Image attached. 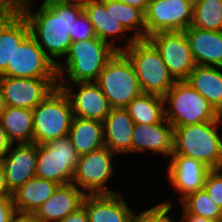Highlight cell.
Segmentation results:
<instances>
[{"instance_id": "cell-1", "label": "cell", "mask_w": 222, "mask_h": 222, "mask_svg": "<svg viewBox=\"0 0 222 222\" xmlns=\"http://www.w3.org/2000/svg\"><path fill=\"white\" fill-rule=\"evenodd\" d=\"M32 2L33 0L20 2L18 10L27 19L31 35L42 51L57 65L56 60L65 57L69 51L72 43L70 30L84 8L78 5L42 2L34 13Z\"/></svg>"}, {"instance_id": "cell-2", "label": "cell", "mask_w": 222, "mask_h": 222, "mask_svg": "<svg viewBox=\"0 0 222 222\" xmlns=\"http://www.w3.org/2000/svg\"><path fill=\"white\" fill-rule=\"evenodd\" d=\"M220 120L174 127L173 153L193 158L209 169L222 168Z\"/></svg>"}, {"instance_id": "cell-3", "label": "cell", "mask_w": 222, "mask_h": 222, "mask_svg": "<svg viewBox=\"0 0 222 222\" xmlns=\"http://www.w3.org/2000/svg\"><path fill=\"white\" fill-rule=\"evenodd\" d=\"M116 51L112 45L98 37L74 41L70 44L64 58V65L62 61H58L56 65L57 78L68 75L69 84L70 82H95Z\"/></svg>"}, {"instance_id": "cell-4", "label": "cell", "mask_w": 222, "mask_h": 222, "mask_svg": "<svg viewBox=\"0 0 222 222\" xmlns=\"http://www.w3.org/2000/svg\"><path fill=\"white\" fill-rule=\"evenodd\" d=\"M128 40V41H127ZM127 46L121 47L134 65L143 93L164 97L175 80L168 72L160 52L148 39H127Z\"/></svg>"}, {"instance_id": "cell-5", "label": "cell", "mask_w": 222, "mask_h": 222, "mask_svg": "<svg viewBox=\"0 0 222 222\" xmlns=\"http://www.w3.org/2000/svg\"><path fill=\"white\" fill-rule=\"evenodd\" d=\"M163 100L164 118L173 127L220 120L222 117L208 101L185 80L175 81L174 85L163 97Z\"/></svg>"}, {"instance_id": "cell-6", "label": "cell", "mask_w": 222, "mask_h": 222, "mask_svg": "<svg viewBox=\"0 0 222 222\" xmlns=\"http://www.w3.org/2000/svg\"><path fill=\"white\" fill-rule=\"evenodd\" d=\"M95 83L112 108H125L143 93L134 65L123 51H116L108 60Z\"/></svg>"}, {"instance_id": "cell-7", "label": "cell", "mask_w": 222, "mask_h": 222, "mask_svg": "<svg viewBox=\"0 0 222 222\" xmlns=\"http://www.w3.org/2000/svg\"><path fill=\"white\" fill-rule=\"evenodd\" d=\"M33 140L37 145L67 136L73 111L67 95L56 87L33 110Z\"/></svg>"}, {"instance_id": "cell-8", "label": "cell", "mask_w": 222, "mask_h": 222, "mask_svg": "<svg viewBox=\"0 0 222 222\" xmlns=\"http://www.w3.org/2000/svg\"><path fill=\"white\" fill-rule=\"evenodd\" d=\"M80 155L67 136L37 145L36 177L57 183H71Z\"/></svg>"}, {"instance_id": "cell-9", "label": "cell", "mask_w": 222, "mask_h": 222, "mask_svg": "<svg viewBox=\"0 0 222 222\" xmlns=\"http://www.w3.org/2000/svg\"><path fill=\"white\" fill-rule=\"evenodd\" d=\"M115 154L114 151L103 146L80 156L71 183L86 195L120 193L105 187L115 171L112 162Z\"/></svg>"}, {"instance_id": "cell-10", "label": "cell", "mask_w": 222, "mask_h": 222, "mask_svg": "<svg viewBox=\"0 0 222 222\" xmlns=\"http://www.w3.org/2000/svg\"><path fill=\"white\" fill-rule=\"evenodd\" d=\"M193 2L150 0L145 13L146 38L159 32L185 31L193 21Z\"/></svg>"}, {"instance_id": "cell-11", "label": "cell", "mask_w": 222, "mask_h": 222, "mask_svg": "<svg viewBox=\"0 0 222 222\" xmlns=\"http://www.w3.org/2000/svg\"><path fill=\"white\" fill-rule=\"evenodd\" d=\"M175 81L186 80L196 63L184 31L159 32L148 37Z\"/></svg>"}, {"instance_id": "cell-12", "label": "cell", "mask_w": 222, "mask_h": 222, "mask_svg": "<svg viewBox=\"0 0 222 222\" xmlns=\"http://www.w3.org/2000/svg\"><path fill=\"white\" fill-rule=\"evenodd\" d=\"M0 87L7 107L33 110L58 87V79L0 76Z\"/></svg>"}, {"instance_id": "cell-13", "label": "cell", "mask_w": 222, "mask_h": 222, "mask_svg": "<svg viewBox=\"0 0 222 222\" xmlns=\"http://www.w3.org/2000/svg\"><path fill=\"white\" fill-rule=\"evenodd\" d=\"M6 77L57 78L56 65L45 55L30 34L13 55L12 63L0 75Z\"/></svg>"}, {"instance_id": "cell-14", "label": "cell", "mask_w": 222, "mask_h": 222, "mask_svg": "<svg viewBox=\"0 0 222 222\" xmlns=\"http://www.w3.org/2000/svg\"><path fill=\"white\" fill-rule=\"evenodd\" d=\"M57 79L58 87L70 101L73 116L102 122L111 111L112 107L95 82L71 83V85L80 86L78 92H75L72 87L67 86L65 77Z\"/></svg>"}, {"instance_id": "cell-15", "label": "cell", "mask_w": 222, "mask_h": 222, "mask_svg": "<svg viewBox=\"0 0 222 222\" xmlns=\"http://www.w3.org/2000/svg\"><path fill=\"white\" fill-rule=\"evenodd\" d=\"M167 168L168 181L181 195L180 201L204 187L205 177L210 170L200 161L178 154H171Z\"/></svg>"}, {"instance_id": "cell-16", "label": "cell", "mask_w": 222, "mask_h": 222, "mask_svg": "<svg viewBox=\"0 0 222 222\" xmlns=\"http://www.w3.org/2000/svg\"><path fill=\"white\" fill-rule=\"evenodd\" d=\"M11 193L36 176L37 144H11L0 161Z\"/></svg>"}, {"instance_id": "cell-17", "label": "cell", "mask_w": 222, "mask_h": 222, "mask_svg": "<svg viewBox=\"0 0 222 222\" xmlns=\"http://www.w3.org/2000/svg\"><path fill=\"white\" fill-rule=\"evenodd\" d=\"M173 137L174 127L165 118L157 124H135L131 153L152 151L171 157Z\"/></svg>"}, {"instance_id": "cell-18", "label": "cell", "mask_w": 222, "mask_h": 222, "mask_svg": "<svg viewBox=\"0 0 222 222\" xmlns=\"http://www.w3.org/2000/svg\"><path fill=\"white\" fill-rule=\"evenodd\" d=\"M85 196L86 194L72 183L58 185L35 213L42 222H59L82 207Z\"/></svg>"}, {"instance_id": "cell-19", "label": "cell", "mask_w": 222, "mask_h": 222, "mask_svg": "<svg viewBox=\"0 0 222 222\" xmlns=\"http://www.w3.org/2000/svg\"><path fill=\"white\" fill-rule=\"evenodd\" d=\"M123 197L121 193L87 194L82 206L86 209L89 222H129L135 212Z\"/></svg>"}, {"instance_id": "cell-20", "label": "cell", "mask_w": 222, "mask_h": 222, "mask_svg": "<svg viewBox=\"0 0 222 222\" xmlns=\"http://www.w3.org/2000/svg\"><path fill=\"white\" fill-rule=\"evenodd\" d=\"M184 32L196 65L222 67V31L190 26Z\"/></svg>"}, {"instance_id": "cell-21", "label": "cell", "mask_w": 222, "mask_h": 222, "mask_svg": "<svg viewBox=\"0 0 222 222\" xmlns=\"http://www.w3.org/2000/svg\"><path fill=\"white\" fill-rule=\"evenodd\" d=\"M104 144L117 154L131 153L135 123L126 108H112L102 121Z\"/></svg>"}, {"instance_id": "cell-22", "label": "cell", "mask_w": 222, "mask_h": 222, "mask_svg": "<svg viewBox=\"0 0 222 222\" xmlns=\"http://www.w3.org/2000/svg\"><path fill=\"white\" fill-rule=\"evenodd\" d=\"M31 34L27 19L17 10L11 17L0 20V75L12 63L16 48Z\"/></svg>"}, {"instance_id": "cell-23", "label": "cell", "mask_w": 222, "mask_h": 222, "mask_svg": "<svg viewBox=\"0 0 222 222\" xmlns=\"http://www.w3.org/2000/svg\"><path fill=\"white\" fill-rule=\"evenodd\" d=\"M185 81L222 116V67L196 65Z\"/></svg>"}, {"instance_id": "cell-24", "label": "cell", "mask_w": 222, "mask_h": 222, "mask_svg": "<svg viewBox=\"0 0 222 222\" xmlns=\"http://www.w3.org/2000/svg\"><path fill=\"white\" fill-rule=\"evenodd\" d=\"M68 137L80 156L105 146L103 123L98 120L73 116Z\"/></svg>"}, {"instance_id": "cell-25", "label": "cell", "mask_w": 222, "mask_h": 222, "mask_svg": "<svg viewBox=\"0 0 222 222\" xmlns=\"http://www.w3.org/2000/svg\"><path fill=\"white\" fill-rule=\"evenodd\" d=\"M58 184L39 177H33L12 193L15 210L35 212L53 194Z\"/></svg>"}, {"instance_id": "cell-26", "label": "cell", "mask_w": 222, "mask_h": 222, "mask_svg": "<svg viewBox=\"0 0 222 222\" xmlns=\"http://www.w3.org/2000/svg\"><path fill=\"white\" fill-rule=\"evenodd\" d=\"M0 123L8 141L14 145L30 144L33 140L32 110L19 107H7L1 113Z\"/></svg>"}, {"instance_id": "cell-27", "label": "cell", "mask_w": 222, "mask_h": 222, "mask_svg": "<svg viewBox=\"0 0 222 222\" xmlns=\"http://www.w3.org/2000/svg\"><path fill=\"white\" fill-rule=\"evenodd\" d=\"M83 8L92 23L96 37L108 42L117 51H121V47L115 46L111 39L113 37L114 40L116 37L123 39L121 36L126 35L127 33L124 32L128 31L111 14H108L105 5L100 0H89Z\"/></svg>"}, {"instance_id": "cell-28", "label": "cell", "mask_w": 222, "mask_h": 222, "mask_svg": "<svg viewBox=\"0 0 222 222\" xmlns=\"http://www.w3.org/2000/svg\"><path fill=\"white\" fill-rule=\"evenodd\" d=\"M135 124H157L164 119L163 97L141 93L125 107Z\"/></svg>"}, {"instance_id": "cell-29", "label": "cell", "mask_w": 222, "mask_h": 222, "mask_svg": "<svg viewBox=\"0 0 222 222\" xmlns=\"http://www.w3.org/2000/svg\"><path fill=\"white\" fill-rule=\"evenodd\" d=\"M108 12L127 31L135 30V39L146 38L145 13L133 6L127 5L119 0H100Z\"/></svg>"}, {"instance_id": "cell-30", "label": "cell", "mask_w": 222, "mask_h": 222, "mask_svg": "<svg viewBox=\"0 0 222 222\" xmlns=\"http://www.w3.org/2000/svg\"><path fill=\"white\" fill-rule=\"evenodd\" d=\"M191 26L222 31V0H194Z\"/></svg>"}, {"instance_id": "cell-31", "label": "cell", "mask_w": 222, "mask_h": 222, "mask_svg": "<svg viewBox=\"0 0 222 222\" xmlns=\"http://www.w3.org/2000/svg\"><path fill=\"white\" fill-rule=\"evenodd\" d=\"M184 212L222 222V209L202 188L184 197L181 201Z\"/></svg>"}, {"instance_id": "cell-32", "label": "cell", "mask_w": 222, "mask_h": 222, "mask_svg": "<svg viewBox=\"0 0 222 222\" xmlns=\"http://www.w3.org/2000/svg\"><path fill=\"white\" fill-rule=\"evenodd\" d=\"M210 198L222 209V168L210 169L203 187Z\"/></svg>"}, {"instance_id": "cell-33", "label": "cell", "mask_w": 222, "mask_h": 222, "mask_svg": "<svg viewBox=\"0 0 222 222\" xmlns=\"http://www.w3.org/2000/svg\"><path fill=\"white\" fill-rule=\"evenodd\" d=\"M70 35L72 42L96 37L92 23L84 11L75 20Z\"/></svg>"}, {"instance_id": "cell-34", "label": "cell", "mask_w": 222, "mask_h": 222, "mask_svg": "<svg viewBox=\"0 0 222 222\" xmlns=\"http://www.w3.org/2000/svg\"><path fill=\"white\" fill-rule=\"evenodd\" d=\"M172 204L169 201H163L151 207V222H174L168 215L171 211Z\"/></svg>"}, {"instance_id": "cell-35", "label": "cell", "mask_w": 222, "mask_h": 222, "mask_svg": "<svg viewBox=\"0 0 222 222\" xmlns=\"http://www.w3.org/2000/svg\"><path fill=\"white\" fill-rule=\"evenodd\" d=\"M14 212L12 196L0 197V222H10Z\"/></svg>"}, {"instance_id": "cell-36", "label": "cell", "mask_w": 222, "mask_h": 222, "mask_svg": "<svg viewBox=\"0 0 222 222\" xmlns=\"http://www.w3.org/2000/svg\"><path fill=\"white\" fill-rule=\"evenodd\" d=\"M18 10L14 0H0V20L11 17Z\"/></svg>"}, {"instance_id": "cell-37", "label": "cell", "mask_w": 222, "mask_h": 222, "mask_svg": "<svg viewBox=\"0 0 222 222\" xmlns=\"http://www.w3.org/2000/svg\"><path fill=\"white\" fill-rule=\"evenodd\" d=\"M10 222H42L35 212H24L15 210Z\"/></svg>"}, {"instance_id": "cell-38", "label": "cell", "mask_w": 222, "mask_h": 222, "mask_svg": "<svg viewBox=\"0 0 222 222\" xmlns=\"http://www.w3.org/2000/svg\"><path fill=\"white\" fill-rule=\"evenodd\" d=\"M59 222H89V220L86 209L82 206Z\"/></svg>"}, {"instance_id": "cell-39", "label": "cell", "mask_w": 222, "mask_h": 222, "mask_svg": "<svg viewBox=\"0 0 222 222\" xmlns=\"http://www.w3.org/2000/svg\"><path fill=\"white\" fill-rule=\"evenodd\" d=\"M10 146L11 143L8 141L5 130L2 128L0 123V161L8 152Z\"/></svg>"}, {"instance_id": "cell-40", "label": "cell", "mask_w": 222, "mask_h": 222, "mask_svg": "<svg viewBox=\"0 0 222 222\" xmlns=\"http://www.w3.org/2000/svg\"><path fill=\"white\" fill-rule=\"evenodd\" d=\"M2 196H12V193L8 189L4 168L0 162V197Z\"/></svg>"}, {"instance_id": "cell-41", "label": "cell", "mask_w": 222, "mask_h": 222, "mask_svg": "<svg viewBox=\"0 0 222 222\" xmlns=\"http://www.w3.org/2000/svg\"><path fill=\"white\" fill-rule=\"evenodd\" d=\"M127 5L136 7L146 13L150 0H119Z\"/></svg>"}, {"instance_id": "cell-42", "label": "cell", "mask_w": 222, "mask_h": 222, "mask_svg": "<svg viewBox=\"0 0 222 222\" xmlns=\"http://www.w3.org/2000/svg\"><path fill=\"white\" fill-rule=\"evenodd\" d=\"M129 222H151V208L137 215L134 213Z\"/></svg>"}, {"instance_id": "cell-43", "label": "cell", "mask_w": 222, "mask_h": 222, "mask_svg": "<svg viewBox=\"0 0 222 222\" xmlns=\"http://www.w3.org/2000/svg\"><path fill=\"white\" fill-rule=\"evenodd\" d=\"M183 222H218L215 220H210L204 217L196 216L193 214H189L183 211L182 213V219Z\"/></svg>"}, {"instance_id": "cell-44", "label": "cell", "mask_w": 222, "mask_h": 222, "mask_svg": "<svg viewBox=\"0 0 222 222\" xmlns=\"http://www.w3.org/2000/svg\"><path fill=\"white\" fill-rule=\"evenodd\" d=\"M89 0H43L44 3H60L84 6Z\"/></svg>"}, {"instance_id": "cell-45", "label": "cell", "mask_w": 222, "mask_h": 222, "mask_svg": "<svg viewBox=\"0 0 222 222\" xmlns=\"http://www.w3.org/2000/svg\"><path fill=\"white\" fill-rule=\"evenodd\" d=\"M5 108H6V105L4 101V96H3L2 89L0 87V116H1V113L5 110Z\"/></svg>"}, {"instance_id": "cell-46", "label": "cell", "mask_w": 222, "mask_h": 222, "mask_svg": "<svg viewBox=\"0 0 222 222\" xmlns=\"http://www.w3.org/2000/svg\"><path fill=\"white\" fill-rule=\"evenodd\" d=\"M17 4H19L20 2L24 1V0H14Z\"/></svg>"}, {"instance_id": "cell-47", "label": "cell", "mask_w": 222, "mask_h": 222, "mask_svg": "<svg viewBox=\"0 0 222 222\" xmlns=\"http://www.w3.org/2000/svg\"><path fill=\"white\" fill-rule=\"evenodd\" d=\"M168 1H170V0H168ZM180 1H194V0H180Z\"/></svg>"}]
</instances>
